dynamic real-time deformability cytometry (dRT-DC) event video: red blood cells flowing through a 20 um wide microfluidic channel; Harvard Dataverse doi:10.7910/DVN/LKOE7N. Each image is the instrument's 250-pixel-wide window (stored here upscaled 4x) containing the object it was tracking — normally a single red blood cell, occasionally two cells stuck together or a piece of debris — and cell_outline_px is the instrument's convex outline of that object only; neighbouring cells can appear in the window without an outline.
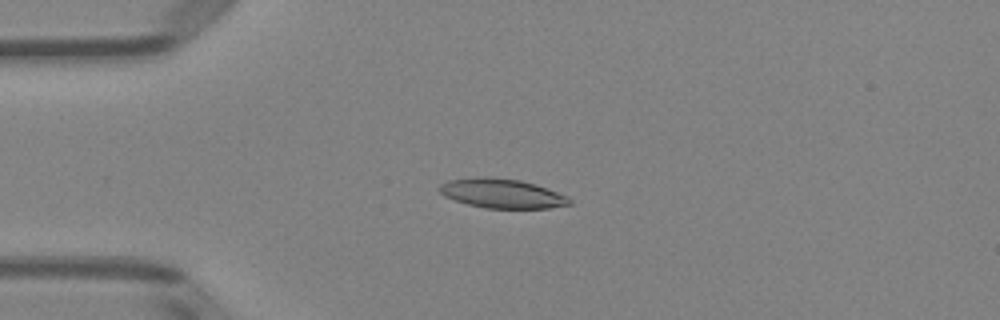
{"species": "Egyptian fruit bat (a non-hibernating species)", "species_latin": "Rousettus aegyptiacus", "temperature_condition": "room temperature", "stored_images_in_passage": 42, "camera_frame_rate_fps": 3000, "um_per_image_px": 0.085, "animal": {"sex": "female"}, "frame": {"image": 1, "passage_image": 4, "time_ms": 1.0, "image_size_px": [1000, 320], "cell_outline_px": [[572, 204], [548, 208], [484, 208], [468, 204], [444, 196], [436, 188], [440, 184], [448, 180], [476, 176], [488, 176], [520, 180], [536, 184], [568, 196], [572, 200]], "centroid_in_image_um": [42.65, 16.43], "position_along_channel_um": 42.4, "area_um2": 22.48}}
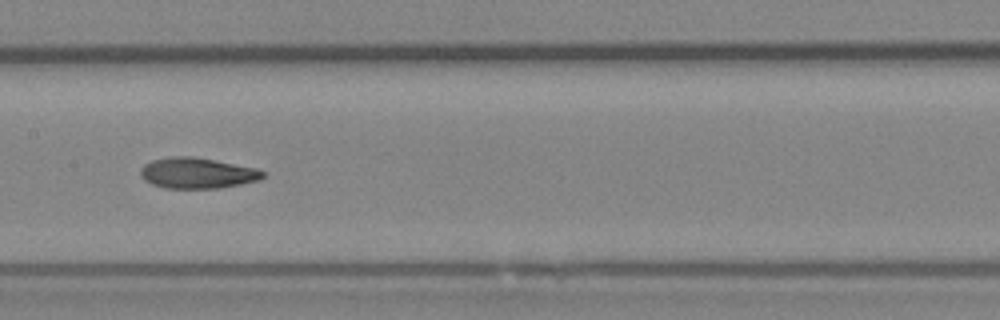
{"frame": {"image": 2, "passage_image": 17, "time_ms": 5.333, "image_size_px": [1000, 320], "cell_outline_px": [[264, 176], [260, 180], [220, 188], [164, 188], [152, 184], [144, 180], [140, 176], [140, 168], [144, 164], [152, 160], [172, 156], [192, 156], [256, 168], [264, 172]], "centroid_in_image_um": [16.73, 14.71], "position_along_channel_um": 190.7, "area_um2": 21.91}}
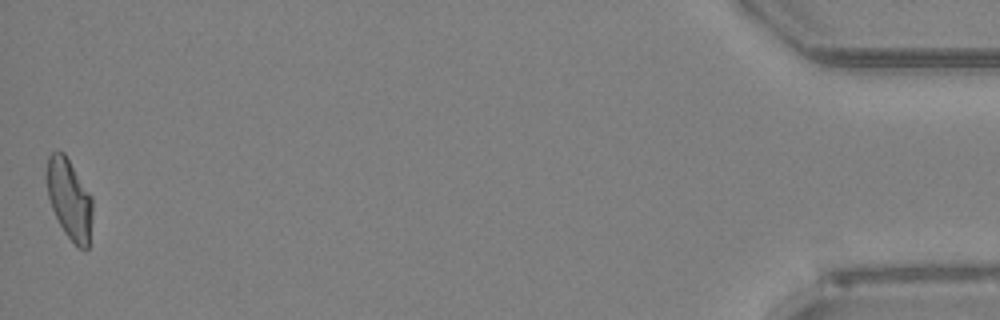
{"frame": {"image": 3, "passage_image": 42, "time_ms": 13.667, "image_size_px": [1000, 320], "cell_outline_px": [[92, 216], [88, 248], [84, 252], [64, 232], [52, 208], [48, 196], [44, 176], [44, 172], [48, 156], [52, 152], [64, 152], [92, 196]], "centroid_in_image_um": [5.87, 16.89], "position_along_channel_um": 429.3, "area_um2": 21.62}, "authors_computed_cell_mechanics": {"area_um2": 21.964, "velocity_mm_per_s": 3.9847, "shape_relaxation_time_tau1_ms": 9.1081, "shape_relaxation_time_tau2_ms": 3.1625, "deformation_change_tau1": 0.2355, "deformation_change_tau2": 0.0988}}